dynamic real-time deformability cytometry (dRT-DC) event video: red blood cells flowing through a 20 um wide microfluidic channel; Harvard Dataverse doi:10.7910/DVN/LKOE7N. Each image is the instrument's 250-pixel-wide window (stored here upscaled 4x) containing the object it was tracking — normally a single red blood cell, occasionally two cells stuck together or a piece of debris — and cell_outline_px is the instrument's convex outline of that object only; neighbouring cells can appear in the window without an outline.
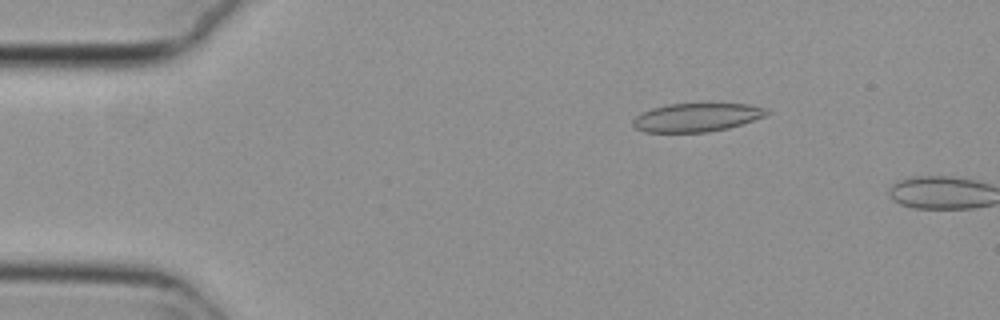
{"species": "common noctule bat (a hibernating species)", "species_latin": "Nyctalus noctula", "temperature_condition": "cold", "stored_images_in_passage": 10, "camera_frame_rate_fps": 3000, "um_per_image_px": 0.085, "animal": {"sex": "female", "body_mass_g": 29.2, "forearm_length_mm": 56.3}, "frame": {"image": 1, "passage_image": 9, "time_ms": 2.667, "image_size_px": [1000, 320], "cell_outline_px": [[772, 112], [764, 116], [728, 128], [708, 132], [644, 132], [636, 128], [632, 124], [632, 120], [640, 112], [652, 108], [668, 104], [712, 100], [748, 104], [768, 108]], "centroid_in_image_um": [59.26, 9.91], "position_along_channel_um": 25.7, "area_um2": 23.35}}